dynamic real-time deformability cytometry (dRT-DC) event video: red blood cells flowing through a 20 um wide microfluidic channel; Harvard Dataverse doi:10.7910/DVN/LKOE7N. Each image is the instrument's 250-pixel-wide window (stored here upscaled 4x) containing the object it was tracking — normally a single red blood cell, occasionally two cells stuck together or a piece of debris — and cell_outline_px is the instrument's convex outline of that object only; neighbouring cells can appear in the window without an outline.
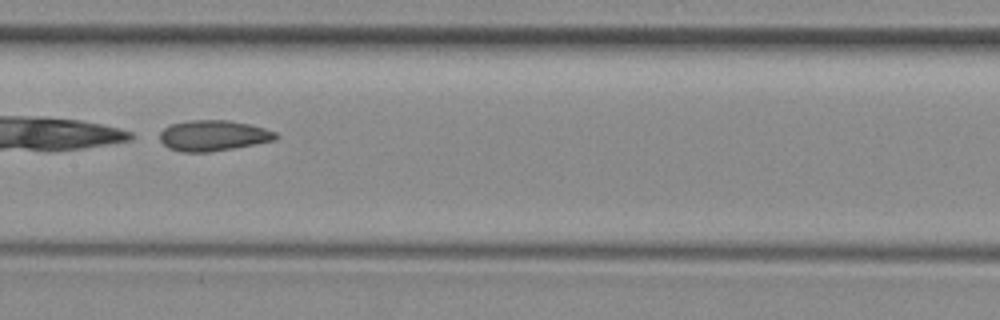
{"species": "common noctule bat (a hibernating species)", "species_latin": "Nyctalus noctula", "temperature_condition": "room temperature", "stored_images_in_passage": 34, "camera_frame_rate_fps": 3000, "um_per_image_px": 0.085, "animal": {"sex": "female", "body_mass_g": 29.2, "forearm_length_mm": 56.3}, "frame": {"image": 1, "passage_image": 12, "time_ms": 3.667, "image_size_px": [1000, 320], "cell_outline_px": [[280, 136], [276, 140], [256, 144], [208, 152], [180, 152], [168, 148], [160, 140], [160, 132], [164, 128], [172, 124], [192, 120], [228, 120], [248, 124], [264, 128], [276, 132]], "centroid_in_image_um": [18.14, 11.53], "position_along_channel_um": 189.3, "area_um2": 20.69}}